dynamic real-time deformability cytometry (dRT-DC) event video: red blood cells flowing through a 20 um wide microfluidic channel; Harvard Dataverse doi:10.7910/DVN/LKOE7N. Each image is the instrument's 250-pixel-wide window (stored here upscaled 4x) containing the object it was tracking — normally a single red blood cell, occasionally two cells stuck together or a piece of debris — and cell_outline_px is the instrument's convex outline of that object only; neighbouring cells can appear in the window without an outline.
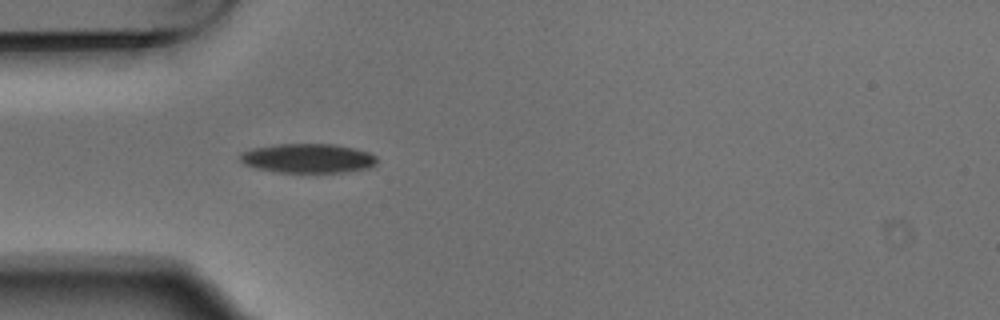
{"species": "Egyptian fruit bat (a non-hibernating species)", "species_latin": "Rousettus aegyptiacus", "temperature_condition": "warm", "stored_images_in_passage": 1, "camera_frame_rate_fps": 3000, "um_per_image_px": 0.085, "animal": {"sex": "male"}, "frame": {"image": 1, "passage_image": 1, "time_ms": 0.0, "image_size_px": [1000, 320], "cell_outline_px": [[376, 164], [372, 168], [344, 172], [280, 172], [256, 168], [244, 164], [240, 160], [240, 156], [244, 152], [252, 148], [276, 144], [332, 144], [352, 148], [368, 152], [376, 156]], "centroid_in_image_um": [26.19, 13.46], "position_along_channel_um": 58.8, "area_um2": 23.24}}